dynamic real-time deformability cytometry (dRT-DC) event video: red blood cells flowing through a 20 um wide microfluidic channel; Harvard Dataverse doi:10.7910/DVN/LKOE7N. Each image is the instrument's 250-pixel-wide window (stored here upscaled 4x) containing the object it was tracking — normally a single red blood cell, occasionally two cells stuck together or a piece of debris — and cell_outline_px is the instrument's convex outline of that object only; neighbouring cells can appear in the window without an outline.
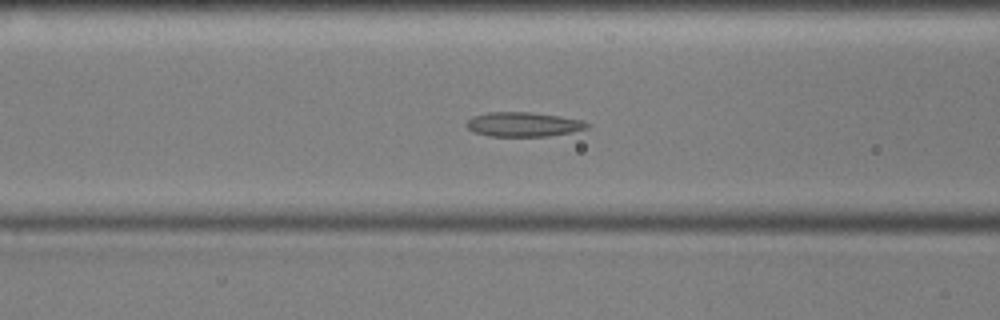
{"species": "common noctule bat (a hibernating species)", "species_latin": "Nyctalus noctula", "temperature_condition": "cold", "stored_images_in_passage": 54, "camera_frame_rate_fps": 3000, "um_per_image_px": 0.085, "animal": {"sex": "male", "body_mass_g": 17.9, "forearm_length_mm": 54.2}, "frame": {"image": 1, "passage_image": 20, "time_ms": 6.333, "image_size_px": [1000, 320], "cell_outline_px": [[592, 124], [588, 128], [572, 132], [548, 136], [488, 136], [476, 132], [468, 128], [464, 124], [472, 116], [488, 112], [528, 112], [560, 116], [584, 120]], "centroid_in_image_um": [44.52, 10.57], "position_along_channel_um": 122.1, "area_um2": 17.28}}
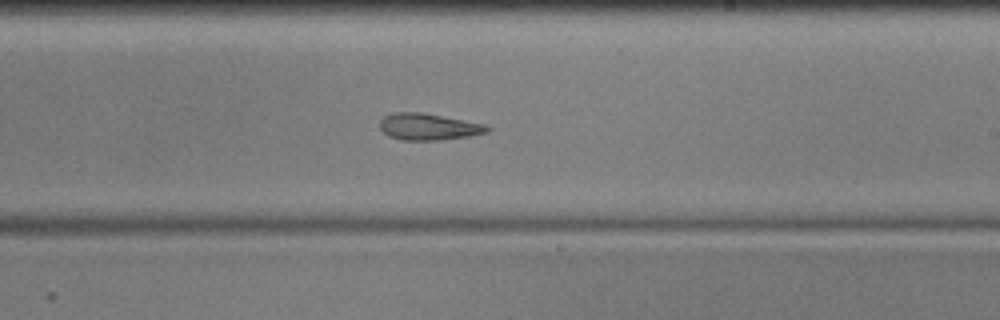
{"frame": {"image": 2, "passage_image": 31, "time_ms": 10.0, "image_size_px": [1000, 320], "cell_outline_px": [[492, 128], [488, 132], [468, 136], [440, 140], [404, 140], [388, 136], [380, 128], [380, 120], [384, 116], [392, 112], [420, 112], [484, 124]], "centroid_in_image_um": [36.4, 10.77], "position_along_channel_um": 252.6, "area_um2": 16.53}}
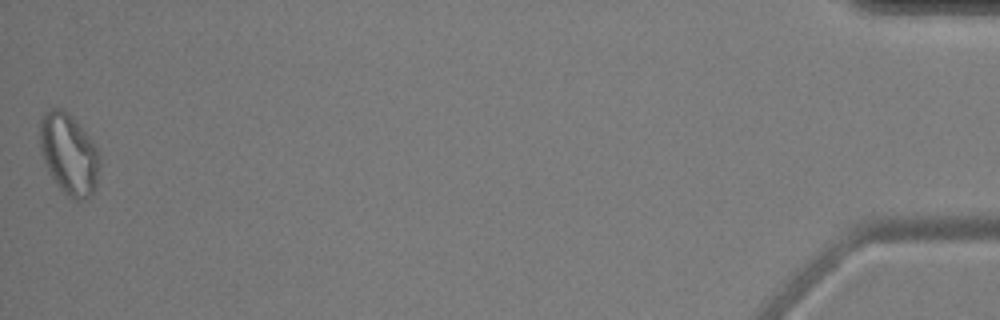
{"frame": {"image": 3, "passage_image": 54, "time_ms": 17.667, "image_size_px": [1000, 320], "cell_outline_px": [[100, 164], [96, 184], [92, 192], [84, 200], [76, 200], [68, 196], [56, 184], [48, 172], [40, 148], [40, 116], [44, 112], [52, 108], [60, 108], [68, 112], [76, 120], [96, 148], [100, 156]], "centroid_in_image_um": [5.84, 13.08], "position_along_channel_um": 429.4, "area_um2": 28.09}, "authors_computed_cell_mechanics": {"area_um2": 18.8139, "velocity_mm_per_s": 3.5587, "shape_relaxation_time_tau1_ms": null, "shape_relaxation_time_tau2_ms": 4.9439, "deformation_change_tau1": null, "deformation_change_tau2": 0.1403}}